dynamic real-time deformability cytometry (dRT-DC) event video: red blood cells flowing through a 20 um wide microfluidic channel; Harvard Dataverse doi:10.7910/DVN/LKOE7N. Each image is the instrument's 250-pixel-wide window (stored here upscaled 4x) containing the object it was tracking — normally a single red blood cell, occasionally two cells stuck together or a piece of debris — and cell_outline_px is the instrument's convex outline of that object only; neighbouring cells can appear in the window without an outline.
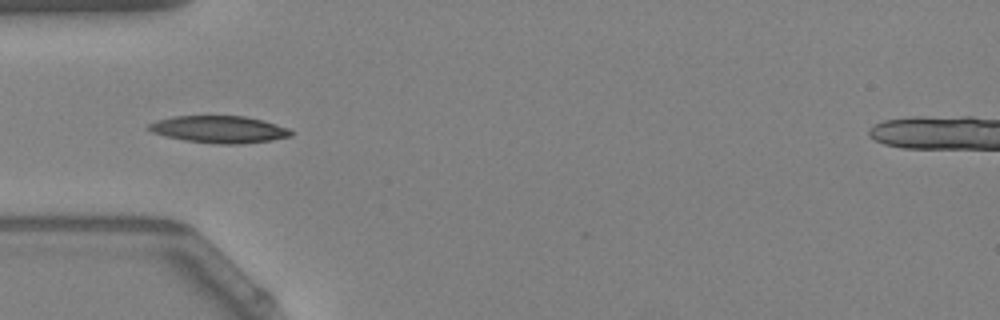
{"species": "Egyptian fruit bat (a non-hibernating species)", "species_latin": "Rousettus aegyptiacus", "temperature_condition": "warm", "stored_images_in_passage": 53, "camera_frame_rate_fps": 3000, "um_per_image_px": 0.085, "animal": {"sex": "female"}, "frame": {"image": 1, "passage_image": 16, "time_ms": 5.0, "image_size_px": [1000, 320], "cell_outline_px": [[292, 136], [272, 140], [240, 144], [216, 144], [184, 140], [164, 136], [152, 132], [148, 128], [148, 124], [156, 120], [172, 116], [244, 116], [264, 120], [288, 128], [292, 132]], "centroid_in_image_um": [18.62, 11.0], "position_along_channel_um": 66.4, "area_um2": 22.54}, "authors_computed_cell_mechanics": {"area_um2": 20.808, "velocity_mm_per_s": 3.7976, "shape_relaxation_time_tau1_ms": 6.5901, "shape_relaxation_time_tau2_ms": 3.8234, "deformation_change_tau1": 0.1672, "deformation_change_tau2": 0.088}}